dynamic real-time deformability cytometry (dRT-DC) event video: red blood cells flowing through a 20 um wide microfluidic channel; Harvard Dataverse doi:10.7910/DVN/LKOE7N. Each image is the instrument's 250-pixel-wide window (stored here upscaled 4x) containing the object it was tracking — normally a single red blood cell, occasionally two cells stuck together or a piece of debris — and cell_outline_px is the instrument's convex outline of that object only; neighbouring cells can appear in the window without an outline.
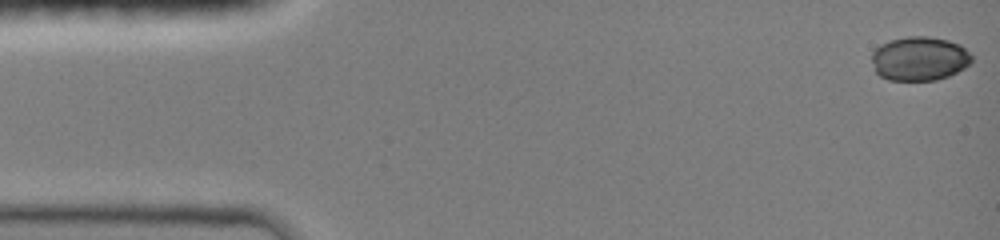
{"species": "common noctule bat (a hibernating species)", "species_latin": "Nyctalus noctula", "temperature_condition": "room temperature", "stored_images_in_passage": 16, "camera_frame_rate_fps": 3000, "um_per_image_px": 0.085, "animal": {"sex": "female", "body_mass_g": 19.0, "forearm_length_mm": 51.5}, "frame": {"image": 1, "passage_image": 1, "time_ms": 0.0, "image_size_px": [1000, 240], "cell_outline_px": [[972, 60], [964, 68], [948, 76], [936, 80], [888, 80], [880, 76], [876, 72], [872, 60], [872, 52], [880, 44], [888, 40], [908, 36], [928, 36], [948, 40], [960, 44], [972, 56]], "centroid_in_image_um": [78.13, 4.97], "position_along_channel_um": 6.9, "area_um2": 25.72}}